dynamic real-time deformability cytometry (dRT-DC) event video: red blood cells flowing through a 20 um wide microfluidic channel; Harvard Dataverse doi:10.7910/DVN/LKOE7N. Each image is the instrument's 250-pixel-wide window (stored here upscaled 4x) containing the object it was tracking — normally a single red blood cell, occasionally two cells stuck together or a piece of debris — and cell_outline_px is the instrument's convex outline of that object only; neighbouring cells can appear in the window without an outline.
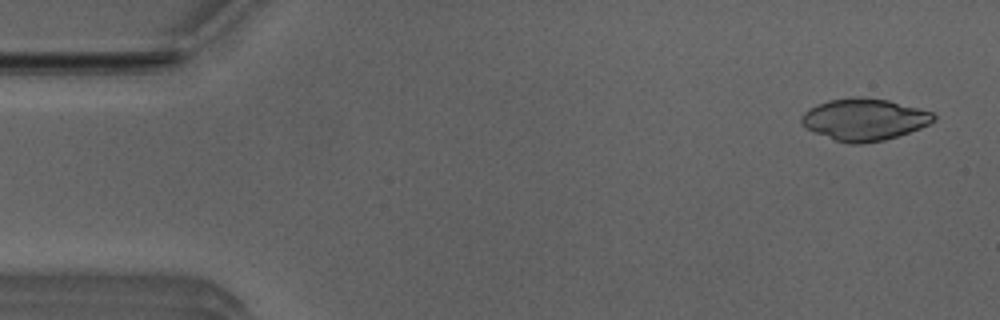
{"species": "Egyptian fruit bat (a non-hibernating species)", "species_latin": "Rousettus aegyptiacus", "temperature_condition": "room temperature", "stored_images_in_passage": 8, "camera_frame_rate_fps": 3000, "um_per_image_px": 0.085, "animal": {"sex": "male"}, "frame": {"image": 1, "passage_image": 2, "time_ms": 0.333, "image_size_px": [1000, 320], "cell_outline_px": [[936, 120], [920, 128], [884, 140], [860, 144], [848, 144], [836, 140], [816, 132], [808, 128], [800, 120], [804, 112], [808, 108], [816, 104], [828, 100], [856, 96], [860, 96], [888, 100], [920, 108], [932, 112], [936, 116]], "centroid_in_image_um": [73.48, 10.14], "position_along_channel_um": 11.5, "area_um2": 32.14}}